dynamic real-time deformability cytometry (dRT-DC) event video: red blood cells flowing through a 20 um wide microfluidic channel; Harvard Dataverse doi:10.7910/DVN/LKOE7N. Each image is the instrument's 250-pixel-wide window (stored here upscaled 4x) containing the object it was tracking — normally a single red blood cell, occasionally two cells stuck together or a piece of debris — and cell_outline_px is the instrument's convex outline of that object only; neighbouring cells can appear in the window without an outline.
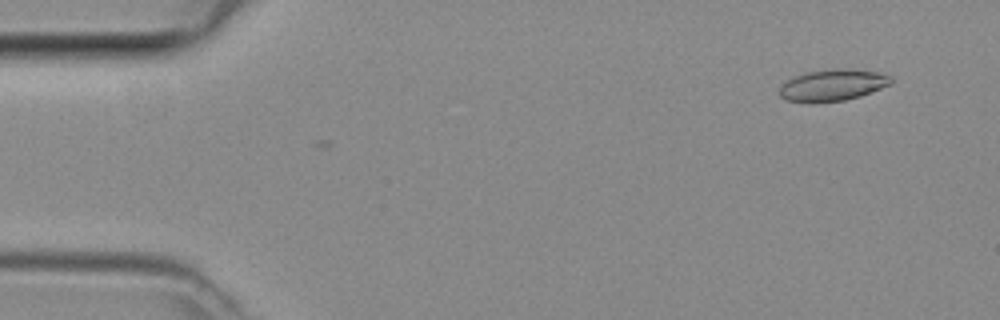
{"species": "common noctule bat (a hibernating species)", "species_latin": "Nyctalus noctula", "temperature_condition": "room temperature", "stored_images_in_passage": 3, "camera_frame_rate_fps": 3000, "um_per_image_px": 0.085, "animal": {"sex": "female", "body_mass_g": 29.2, "forearm_length_mm": 56.3}, "frame": {"image": 1, "passage_image": 1, "time_ms": 0.0, "image_size_px": [1000, 320], "cell_outline_px": [[892, 84], [860, 96], [844, 100], [816, 104], [808, 104], [788, 100], [780, 96], [780, 88], [788, 80], [804, 72], [836, 68], [840, 68], [876, 72], [892, 76]], "centroid_in_image_um": [70.77, 7.26], "position_along_channel_um": 14.2, "area_um2": 20.63}}